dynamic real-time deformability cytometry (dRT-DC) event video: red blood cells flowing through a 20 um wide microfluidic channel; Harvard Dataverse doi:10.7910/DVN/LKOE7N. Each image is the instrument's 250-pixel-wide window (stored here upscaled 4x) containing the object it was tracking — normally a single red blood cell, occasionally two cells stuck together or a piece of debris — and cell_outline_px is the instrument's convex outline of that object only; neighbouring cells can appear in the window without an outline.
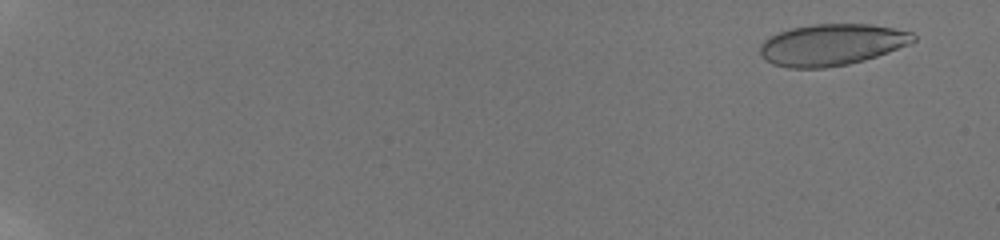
{"species": "human", "species_latin": "Homo sapiens", "temperature_condition": "room temperature", "stored_images_in_passage": 24, "camera_frame_rate_fps": 3000, "um_per_image_px": 0.085, "donor": {"sex": "male"}, "frame": {"image": 1, "passage_image": 2, "time_ms": 1.0, "image_size_px": [1000, 240], "cell_outline_px": [[916, 40], [908, 44], [888, 52], [864, 60], [848, 64], [824, 68], [788, 68], [772, 64], [764, 60], [760, 56], [760, 44], [764, 40], [780, 32], [792, 28], [812, 24], [872, 24], [912, 32], [916, 36]], "centroid_in_image_um": [70.67, 3.81], "position_along_channel_um": 14.3, "area_um2": 37.05}}
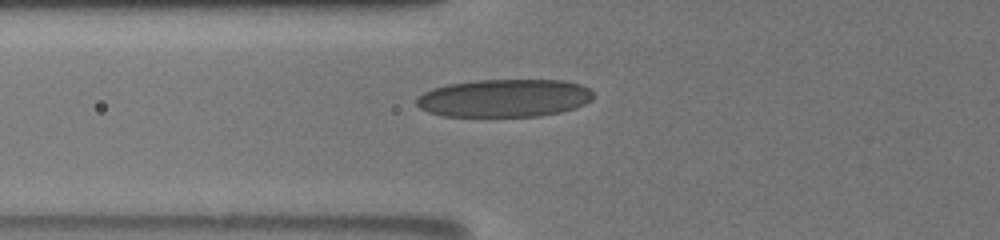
{"frame": {"image": 2, "passage_image": 10, "time_ms": 8.333, "image_size_px": [1000, 240], "cell_outline_px": [[592, 100], [576, 108], [560, 112], [540, 116], [440, 116], [428, 112], [420, 108], [416, 104], [416, 100], [424, 92], [432, 88], [448, 84], [476, 80], [564, 80], [580, 84], [588, 88], [592, 92]], "centroid_in_image_um": [42.86, 8.34], "position_along_channel_um": 82.9, "area_um2": 39.13}}
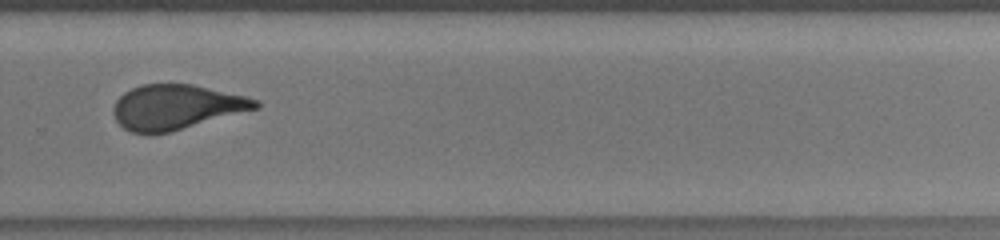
{"frame": {"image": 3, "passage_image": 22, "time_ms": 14.333, "image_size_px": [1000, 240], "cell_outline_px": [[260, 108], [168, 132], [148, 136], [132, 132], [124, 128], [116, 120], [112, 112], [112, 108], [116, 100], [124, 92], [132, 88], [144, 84], [192, 84], [244, 96], [260, 100]], "centroid_in_image_um": [14.95, 9.11], "position_along_channel_um": 314.9, "area_um2": 37.17}}